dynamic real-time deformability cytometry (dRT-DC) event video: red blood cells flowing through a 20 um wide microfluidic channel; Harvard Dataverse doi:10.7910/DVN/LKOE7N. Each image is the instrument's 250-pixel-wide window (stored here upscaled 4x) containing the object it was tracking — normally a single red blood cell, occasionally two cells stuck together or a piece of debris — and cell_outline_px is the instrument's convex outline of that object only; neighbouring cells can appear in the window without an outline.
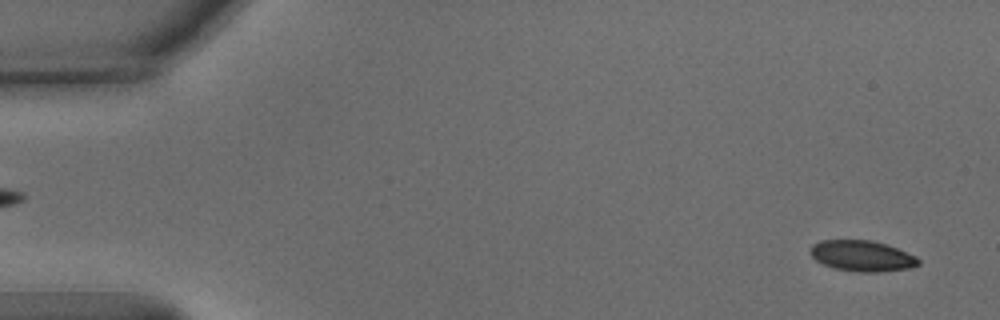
{"species": "common noctule bat (a hibernating species)", "species_latin": "Nyctalus noctula", "temperature_condition": "warm", "stored_images_in_passage": 52, "camera_frame_rate_fps": 3000, "um_per_image_px": 0.085, "animal": {"sex": "male", "body_mass_g": 15.6}, "frame": {"image": 1, "passage_image": 2, "time_ms": 0.333, "image_size_px": [1000, 320], "cell_outline_px": [[920, 264], [908, 268], [880, 272], [860, 272], [836, 268], [824, 264], [816, 260], [808, 252], [812, 244], [820, 240], [872, 240], [896, 248], [916, 256], [920, 260]], "centroid_in_image_um": [73.25, 21.74], "position_along_channel_um": 11.7, "area_um2": 19.31}}
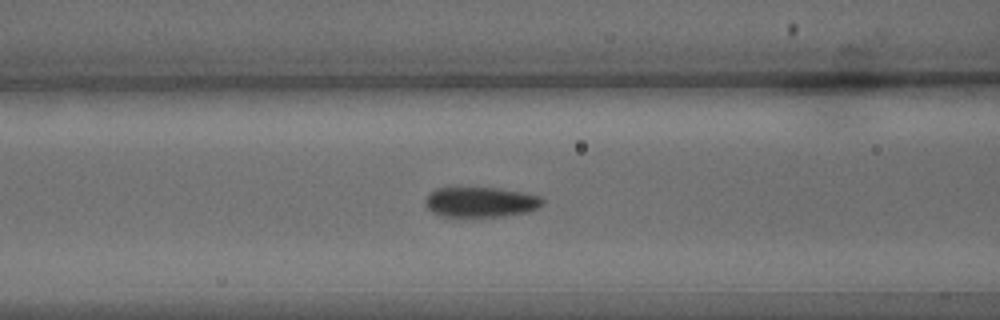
{"frame": {"image": 2, "passage_image": 21, "time_ms": 6.667, "image_size_px": [1000, 320], "cell_outline_px": [[544, 204], [528, 212], [500, 216], [444, 216], [432, 212], [428, 208], [428, 192], [436, 188], [496, 188], [524, 192], [540, 196], [544, 200]], "centroid_in_image_um": [40.91, 17.16], "position_along_channel_um": 125.7, "area_um2": 20.29}}
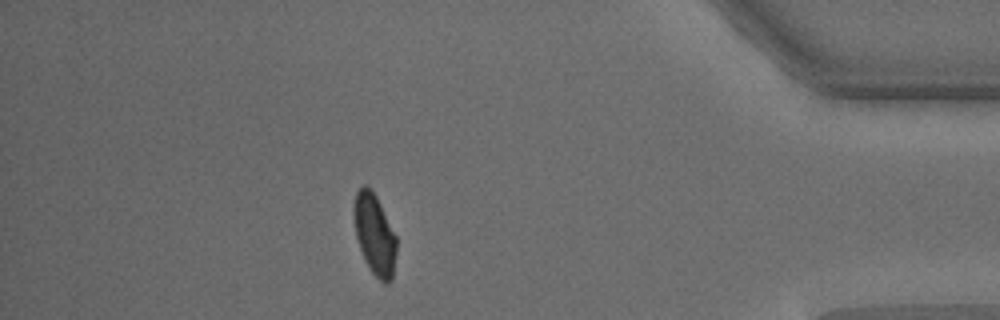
{"frame": {"image": 3, "passage_image": 46, "time_ms": 15.0, "image_size_px": [1000, 320], "cell_outline_px": [[396, 252], [392, 280], [388, 284], [384, 284], [368, 268], [364, 260], [356, 236], [352, 212], [352, 208], [356, 192], [364, 184], [368, 184], [376, 196], [396, 236]], "centroid_in_image_um": [31.82, 19.92], "position_along_channel_um": 403.4, "area_um2": 20.23}, "authors_computed_cell_mechanics": {"area_um2": 20.7213, "velocity_mm_per_s": 3.829, "shape_relaxation_time_tau1_ms": 3.9795, "shape_relaxation_time_tau2_ms": 1.3629, "deformation_change_tau1": 0.13, "deformation_change_tau2": 0.0427}}